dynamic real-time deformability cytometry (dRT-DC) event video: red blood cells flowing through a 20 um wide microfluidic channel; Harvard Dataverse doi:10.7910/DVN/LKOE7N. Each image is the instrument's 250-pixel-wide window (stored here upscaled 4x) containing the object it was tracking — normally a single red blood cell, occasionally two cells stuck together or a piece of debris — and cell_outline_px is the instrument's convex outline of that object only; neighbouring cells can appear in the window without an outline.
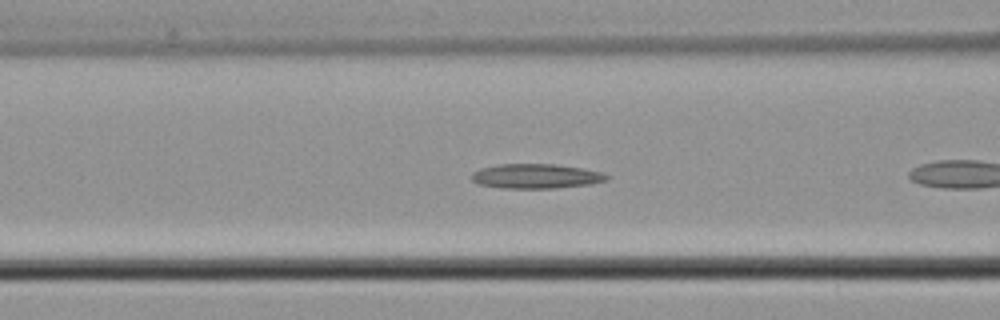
{"species": "common noctule bat (a hibernating species)", "species_latin": "Nyctalus noctula", "temperature_condition": "cold", "stored_images_in_passage": 10, "camera_frame_rate_fps": 3000, "um_per_image_px": 0.085, "animal": {"sex": "male", "body_mass_g": 21.5, "forearm_length_mm": 52.0}, "frame": {"image": 1, "passage_image": 6, "time_ms": 1.667, "image_size_px": [1000, 320], "cell_outline_px": [[608, 180], [592, 184], [552, 188], [500, 188], [476, 184], [472, 180], [472, 172], [480, 168], [500, 164], [552, 164], [580, 168], [600, 172], [608, 176]], "centroid_in_image_um": [45.5, 14.98], "position_along_channel_um": 121.1, "area_um2": 19.31}}
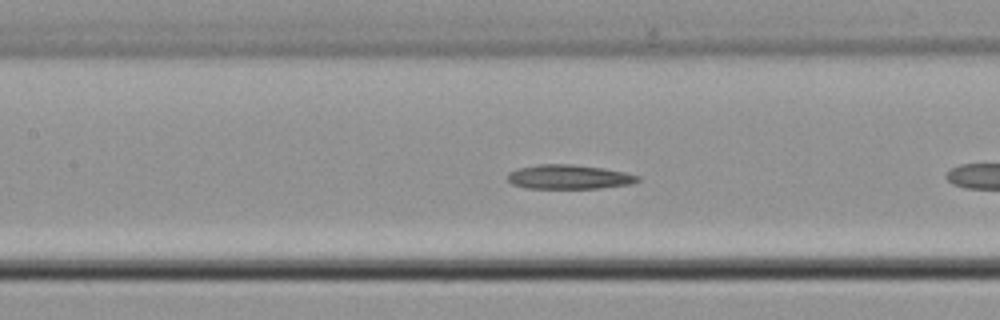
{"frame": {"image": 2, "passage_image": 9, "time_ms": 2.667, "image_size_px": [1000, 320], "cell_outline_px": [[640, 180], [632, 184], [600, 188], [528, 188], [512, 184], [508, 180], [508, 172], [516, 168], [536, 164], [572, 164], [604, 168], [624, 172], [640, 176]], "centroid_in_image_um": [48.35, 15.03], "position_along_channel_um": 159.0, "area_um2": 18.55}}